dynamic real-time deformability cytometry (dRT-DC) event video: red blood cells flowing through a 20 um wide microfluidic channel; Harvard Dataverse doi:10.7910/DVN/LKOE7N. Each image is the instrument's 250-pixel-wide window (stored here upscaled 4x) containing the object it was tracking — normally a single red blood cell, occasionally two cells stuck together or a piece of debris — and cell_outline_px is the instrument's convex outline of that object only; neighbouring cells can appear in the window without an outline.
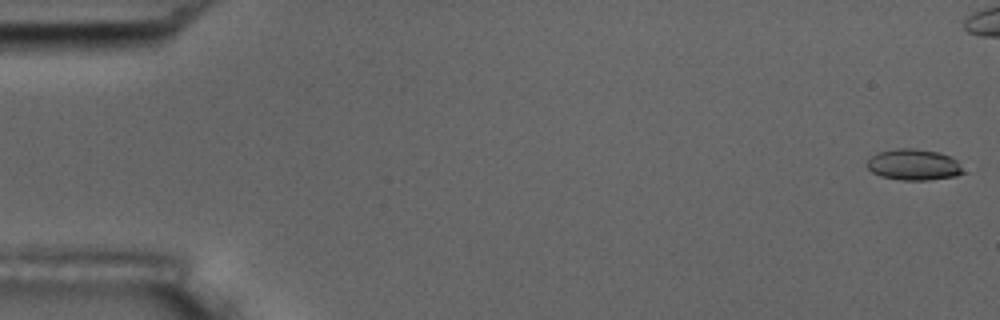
{"species": "common noctule bat (a hibernating species)", "species_latin": "Nyctalus noctula", "temperature_condition": "room temperature", "stored_images_in_passage": 6, "camera_frame_rate_fps": 3000, "um_per_image_px": 0.085, "animal": {"sex": "male", "body_mass_g": 17.5, "forearm_length_mm": 52.3}, "frame": {"image": 1, "passage_image": 1, "time_ms": 0.0, "image_size_px": [1000, 320], "cell_outline_px": [[964, 172], [956, 176], [928, 180], [900, 180], [880, 176], [872, 172], [868, 168], [868, 160], [876, 152], [896, 148], [916, 148], [936, 152], [948, 156], [956, 160]], "centroid_in_image_um": [77.63, 14.0], "position_along_channel_um": 7.4, "area_um2": 17.34}}